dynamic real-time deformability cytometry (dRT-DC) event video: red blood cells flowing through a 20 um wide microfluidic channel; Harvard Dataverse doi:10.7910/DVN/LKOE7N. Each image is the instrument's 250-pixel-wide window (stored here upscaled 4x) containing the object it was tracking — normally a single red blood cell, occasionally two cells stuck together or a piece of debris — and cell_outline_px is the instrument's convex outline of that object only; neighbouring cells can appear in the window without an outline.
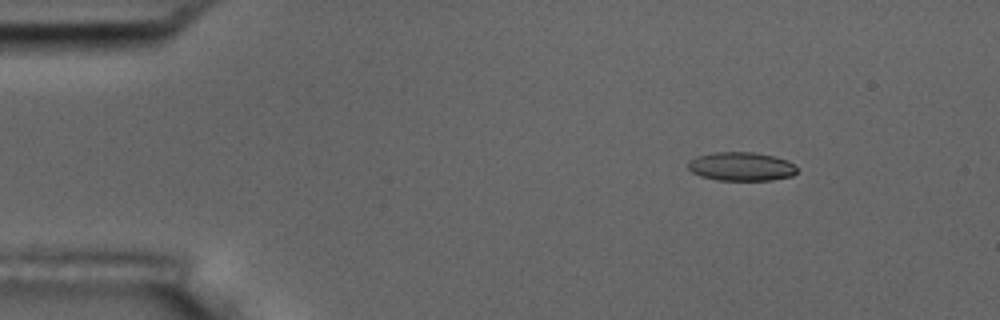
{"species": "common noctule bat (a hibernating species)", "species_latin": "Nyctalus noctula", "temperature_condition": "room temperature", "stored_images_in_passage": 4, "camera_frame_rate_fps": 3000, "um_per_image_px": 0.085, "animal": {"sex": "male", "body_mass_g": 17.5, "forearm_length_mm": 52.3}, "frame": {"image": 1, "passage_image": 2, "time_ms": 1.0, "image_size_px": [1000, 320], "cell_outline_px": [[796, 172], [792, 176], [772, 180], [716, 180], [700, 176], [692, 172], [688, 168], [688, 160], [696, 156], [712, 152], [752, 152], [772, 156], [788, 160], [796, 168]], "centroid_in_image_um": [62.96, 14.15], "position_along_channel_um": 22.0, "area_um2": 18.26}}